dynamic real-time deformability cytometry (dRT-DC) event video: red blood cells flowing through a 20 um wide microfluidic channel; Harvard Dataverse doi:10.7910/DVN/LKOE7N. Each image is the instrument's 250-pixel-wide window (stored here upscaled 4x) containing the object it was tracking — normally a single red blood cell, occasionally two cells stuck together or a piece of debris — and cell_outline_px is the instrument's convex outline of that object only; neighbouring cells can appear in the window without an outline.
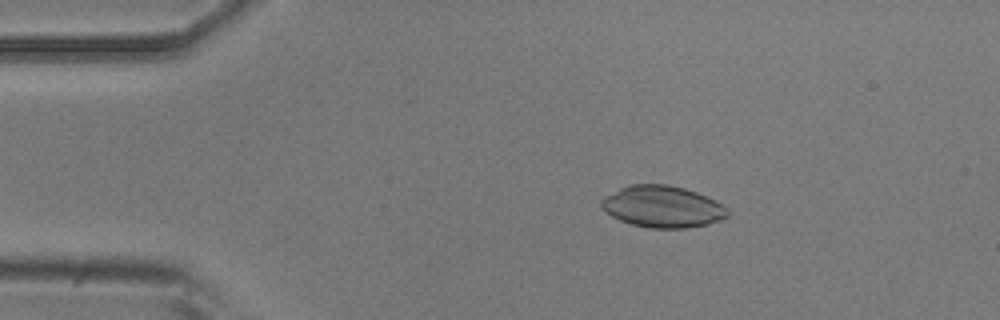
{"species": "common noctule bat (a hibernating species)", "species_latin": "Nyctalus noctula", "temperature_condition": "room temperature", "stored_images_in_passage": 51, "camera_frame_rate_fps": 3000, "um_per_image_px": 0.085, "animal": {"sex": "male", "body_mass_g": 20.5, "forearm_length_mm": 52.5}, "frame": {"image": 1, "passage_image": 9, "time_ms": 2.667, "image_size_px": [1000, 320], "cell_outline_px": [[728, 216], [720, 220], [708, 224], [684, 228], [648, 228], [632, 224], [620, 220], [612, 216], [600, 208], [600, 200], [604, 196], [620, 188], [632, 184], [668, 184], [684, 188], [696, 192], [716, 200], [728, 212]], "centroid_in_image_um": [56.27, 17.56], "position_along_channel_um": 28.7, "area_um2": 30.63}}
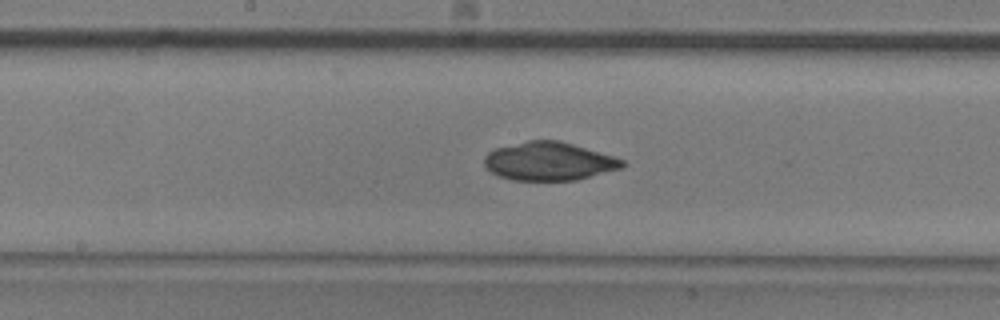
{"frame": {"image": 2, "passage_image": 26, "time_ms": 8.333, "image_size_px": [1000, 320], "cell_outline_px": [[628, 164], [620, 168], [576, 180], [512, 180], [496, 176], [484, 164], [484, 156], [488, 152], [496, 148], [528, 140], [560, 140], [612, 156], [624, 160]], "centroid_in_image_um": [46.64, 13.71], "position_along_channel_um": 201.6, "area_um2": 30.69}}
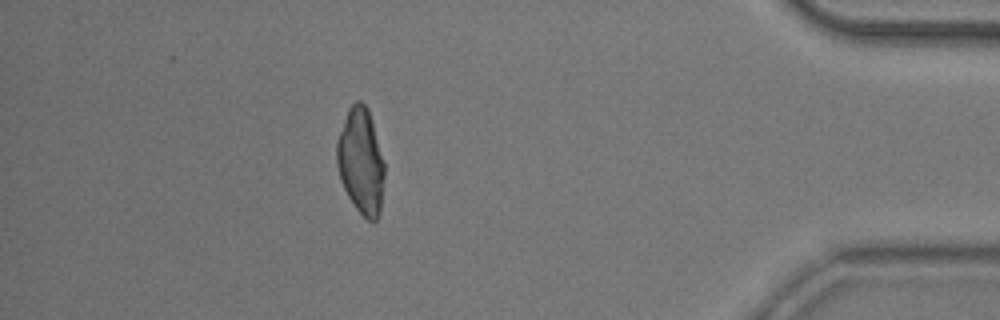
{"frame": {"image": 3, "passage_image": 45, "time_ms": 14.667, "image_size_px": [1000, 320], "cell_outline_px": [[384, 176], [380, 212], [376, 220], [372, 224], [356, 208], [348, 196], [340, 180], [336, 164], [336, 140], [348, 108], [356, 100], [360, 100], [368, 108], [372, 120], [384, 164]], "centroid_in_image_um": [30.66, 13.7], "position_along_channel_um": 404.5, "area_um2": 29.48}}